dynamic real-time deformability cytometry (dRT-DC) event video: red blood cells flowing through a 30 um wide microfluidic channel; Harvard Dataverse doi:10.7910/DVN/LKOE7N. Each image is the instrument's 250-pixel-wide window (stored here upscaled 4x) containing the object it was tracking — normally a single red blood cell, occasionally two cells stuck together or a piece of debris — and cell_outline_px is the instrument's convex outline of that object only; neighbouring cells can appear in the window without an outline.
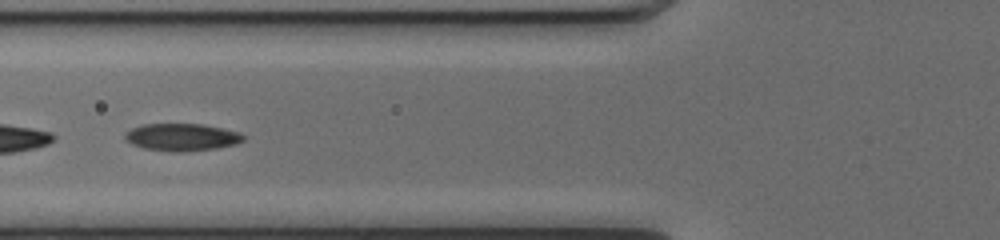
{"species": "common noctule bat (a hibernating species)", "species_latin": "Nyctalus noctula", "temperature_condition": "cold", "stored_images_in_passage": 43, "camera_frame_rate_fps": 3000, "um_per_image_px": 0.085, "animal": {"sex": "female", "body_mass_g": 17.0, "forearm_length_mm": 48.0}, "frame": {"image": 1, "passage_image": 19, "time_ms": 6.0, "image_size_px": [1000, 240], "cell_outline_px": [[244, 140], [236, 144], [216, 148], [184, 152], [172, 152], [144, 148], [132, 144], [124, 140], [124, 132], [140, 124], [204, 124], [240, 132], [244, 136]], "centroid_in_image_um": [15.43, 11.66], "position_along_channel_um": 110.4, "area_um2": 19.07}}
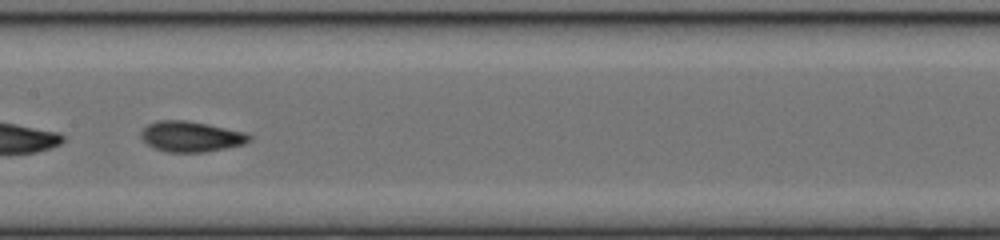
{"frame": {"image": 2, "passage_image": 25, "time_ms": 8.0, "image_size_px": [1000, 240], "cell_outline_px": [[252, 140], [244, 144], [204, 152], [168, 152], [152, 148], [140, 136], [140, 132], [148, 124], [156, 120], [184, 120], [244, 132], [252, 136]], "centroid_in_image_um": [16.2, 11.61], "position_along_channel_um": 191.2, "area_um2": 19.07}}
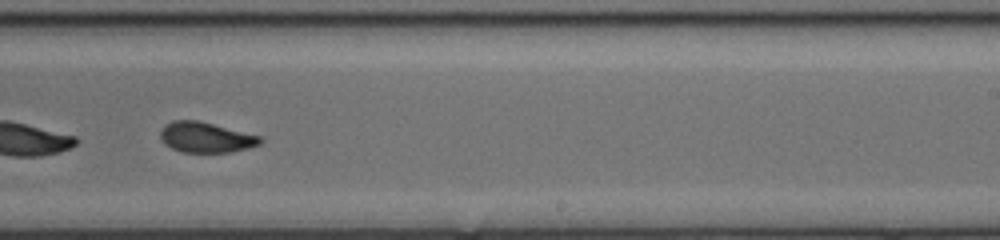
{"frame": {"image": 3, "passage_image": 31, "time_ms": 10.0, "image_size_px": [1000, 240], "cell_outline_px": [[264, 140], [260, 144], [248, 148], [228, 152], [184, 152], [172, 148], [164, 144], [160, 136], [160, 132], [172, 120], [200, 120], [264, 136]], "centroid_in_image_um": [17.57, 11.66], "position_along_channel_um": 271.4, "area_um2": 17.86}, "authors_computed_cell_mechanics": {"area_um2": 19.074, "velocity_mm_per_s": 4.0395, "shape_relaxation_time_tau1_ms": 3.4777, "shape_relaxation_time_tau2_ms": 1.6812, "deformation_change_tau1": 0.146, "deformation_change_tau2": 0.0716}}